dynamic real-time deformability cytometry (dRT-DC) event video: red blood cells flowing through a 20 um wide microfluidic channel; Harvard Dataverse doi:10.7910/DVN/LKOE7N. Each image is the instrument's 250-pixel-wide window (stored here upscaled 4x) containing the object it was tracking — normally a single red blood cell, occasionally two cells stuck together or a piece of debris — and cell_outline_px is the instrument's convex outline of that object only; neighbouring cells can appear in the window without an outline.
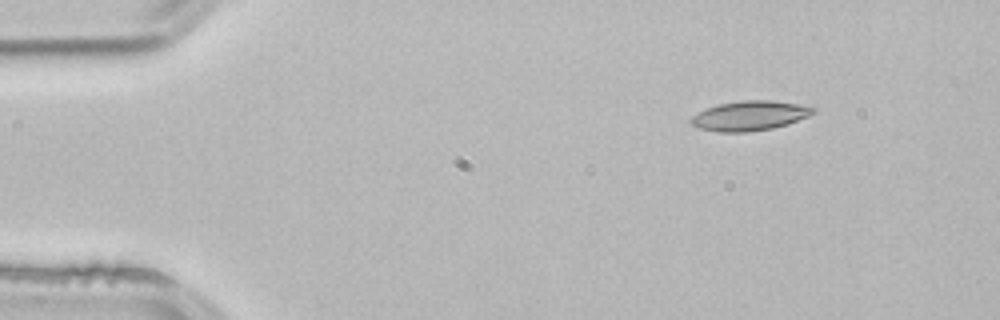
{"species": "common noctule bat (a hibernating species)", "species_latin": "Nyctalus noctula", "temperature_condition": "room temperature", "stored_images_in_passage": 3, "camera_frame_rate_fps": 3000, "um_per_image_px": 0.085, "animal": {"sex": "male", "body_mass_g": 21.5, "forearm_length_mm": 52.0}, "frame": {"image": 1, "passage_image": 1, "time_ms": 0.0, "image_size_px": [1000, 320], "cell_outline_px": [[816, 112], [808, 116], [788, 124], [772, 128], [748, 132], [720, 132], [700, 128], [692, 124], [688, 120], [692, 116], [708, 108], [720, 104], [744, 100], [772, 100], [796, 104], [816, 108]], "centroid_in_image_um": [63.74, 9.84], "position_along_channel_um": 21.3, "area_um2": 20.87}}
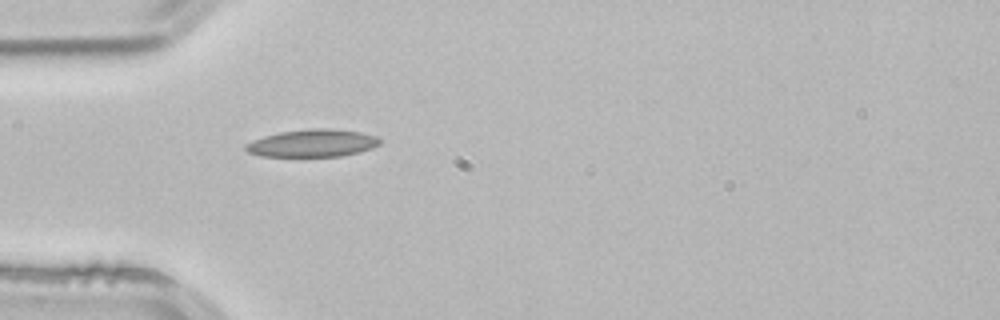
{"frame": {"image": 2, "passage_image": 3, "time_ms": 0.667, "image_size_px": [1000, 320], "cell_outline_px": [[380, 144], [372, 148], [360, 152], [340, 156], [260, 156], [248, 152], [244, 148], [244, 144], [252, 140], [264, 136], [280, 132], [308, 128], [336, 128], [360, 132], [376, 136], [380, 140]], "centroid_in_image_um": [26.55, 12.16], "position_along_channel_um": 58.4, "area_um2": 21.68}}